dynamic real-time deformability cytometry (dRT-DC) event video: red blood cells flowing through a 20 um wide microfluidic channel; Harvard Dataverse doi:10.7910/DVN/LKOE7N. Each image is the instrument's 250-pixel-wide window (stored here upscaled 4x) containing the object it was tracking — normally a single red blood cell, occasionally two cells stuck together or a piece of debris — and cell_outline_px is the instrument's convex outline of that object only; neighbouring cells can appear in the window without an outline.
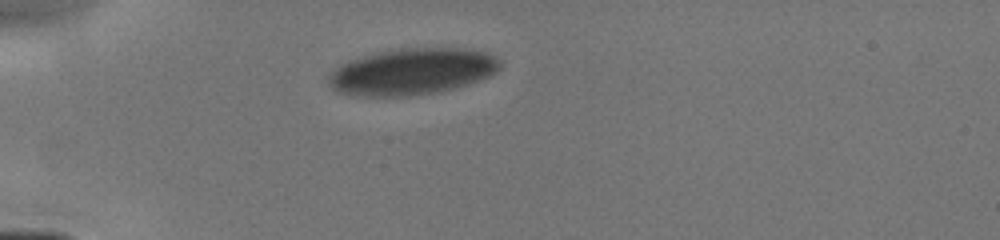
{"species": "human", "species_latin": "Homo sapiens", "temperature_condition": "cold", "stored_images_in_passage": 34, "camera_frame_rate_fps": 3000, "um_per_image_px": 0.085, "donor": {"sex": "male"}, "frame": {"image": 1, "passage_image": 1, "time_ms": 0.0, "image_size_px": [1000, 240], "cell_outline_px": [[500, 68], [496, 72], [488, 76], [440, 92], [408, 96], [356, 96], [340, 92], [332, 88], [328, 84], [328, 76], [340, 64], [348, 60], [376, 52], [400, 48], [460, 48], [488, 52], [500, 60]], "centroid_in_image_um": [35.0, 6.08], "position_along_channel_um": 50.0, "area_um2": 46.36}}
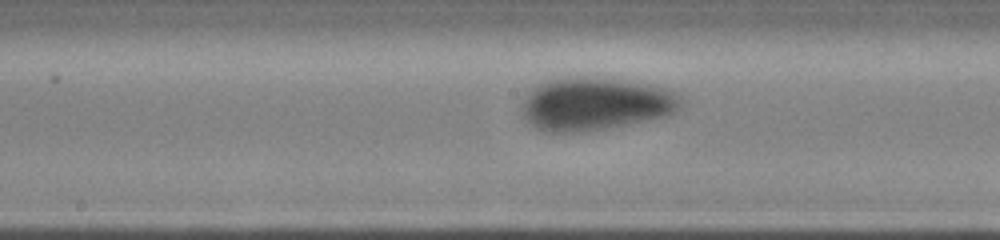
{"frame": {"image": 2, "passage_image": 19, "time_ms": 4.0, "image_size_px": [1000, 240], "cell_outline_px": [[688, 100], [668, 116], [628, 124], [604, 128], [576, 132], [552, 132], [536, 128], [524, 116], [524, 100], [528, 92], [536, 84], [544, 80], [560, 76], [592, 76], [624, 80], [648, 84], [668, 88]], "centroid_in_image_um": [50.65, 8.79], "position_along_channel_um": 197.5, "area_um2": 49.48}}
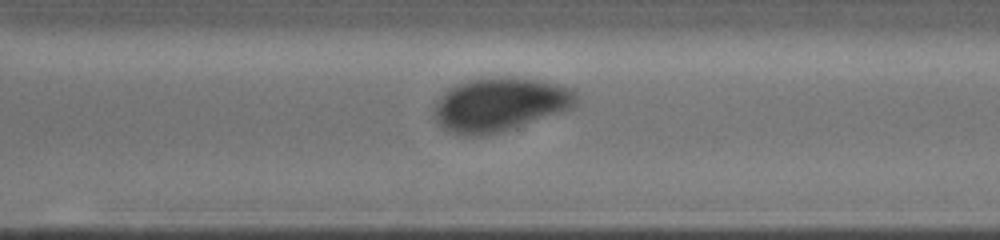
{"frame": {"image": 3, "passage_image": 31, "time_ms": 7.0, "image_size_px": [1000, 240], "cell_outline_px": [[580, 100], [572, 108], [500, 132], [484, 136], [460, 136], [448, 132], [436, 120], [432, 112], [436, 100], [444, 92], [456, 84], [472, 80], [492, 76], [504, 76], [536, 80], [564, 84], [572, 88], [580, 96]], "centroid_in_image_um": [42.49, 8.87], "position_along_channel_um": 328.1, "area_um2": 44.91}}